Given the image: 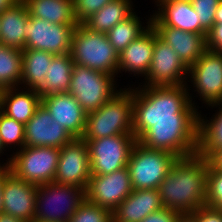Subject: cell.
<instances>
[{"mask_svg": "<svg viewBox=\"0 0 222 222\" xmlns=\"http://www.w3.org/2000/svg\"><path fill=\"white\" fill-rule=\"evenodd\" d=\"M142 87V88H139ZM134 89L133 132L137 141L153 121L199 120L188 83L179 86H142Z\"/></svg>", "mask_w": 222, "mask_h": 222, "instance_id": "cell-1", "label": "cell"}, {"mask_svg": "<svg viewBox=\"0 0 222 222\" xmlns=\"http://www.w3.org/2000/svg\"><path fill=\"white\" fill-rule=\"evenodd\" d=\"M208 167L198 154L178 158L158 188L164 208L184 214L206 205Z\"/></svg>", "mask_w": 222, "mask_h": 222, "instance_id": "cell-2", "label": "cell"}, {"mask_svg": "<svg viewBox=\"0 0 222 222\" xmlns=\"http://www.w3.org/2000/svg\"><path fill=\"white\" fill-rule=\"evenodd\" d=\"M134 89L124 88L98 110L87 113L82 139H100L115 135H134L133 132Z\"/></svg>", "mask_w": 222, "mask_h": 222, "instance_id": "cell-3", "label": "cell"}, {"mask_svg": "<svg viewBox=\"0 0 222 222\" xmlns=\"http://www.w3.org/2000/svg\"><path fill=\"white\" fill-rule=\"evenodd\" d=\"M199 120L153 121L138 140L150 149L164 150L178 158L197 154Z\"/></svg>", "mask_w": 222, "mask_h": 222, "instance_id": "cell-4", "label": "cell"}, {"mask_svg": "<svg viewBox=\"0 0 222 222\" xmlns=\"http://www.w3.org/2000/svg\"><path fill=\"white\" fill-rule=\"evenodd\" d=\"M70 55L74 64L86 66L108 75L118 74L119 53L107 34L92 31L78 23L72 35Z\"/></svg>", "mask_w": 222, "mask_h": 222, "instance_id": "cell-5", "label": "cell"}, {"mask_svg": "<svg viewBox=\"0 0 222 222\" xmlns=\"http://www.w3.org/2000/svg\"><path fill=\"white\" fill-rule=\"evenodd\" d=\"M85 200V190L55 182L37 186L34 220L39 222H68Z\"/></svg>", "mask_w": 222, "mask_h": 222, "instance_id": "cell-6", "label": "cell"}, {"mask_svg": "<svg viewBox=\"0 0 222 222\" xmlns=\"http://www.w3.org/2000/svg\"><path fill=\"white\" fill-rule=\"evenodd\" d=\"M177 159L168 151L150 149L137 141L127 164L132 189H158Z\"/></svg>", "mask_w": 222, "mask_h": 222, "instance_id": "cell-7", "label": "cell"}, {"mask_svg": "<svg viewBox=\"0 0 222 222\" xmlns=\"http://www.w3.org/2000/svg\"><path fill=\"white\" fill-rule=\"evenodd\" d=\"M115 80L114 75L74 64L68 92L89 113L98 110L119 91Z\"/></svg>", "mask_w": 222, "mask_h": 222, "instance_id": "cell-8", "label": "cell"}, {"mask_svg": "<svg viewBox=\"0 0 222 222\" xmlns=\"http://www.w3.org/2000/svg\"><path fill=\"white\" fill-rule=\"evenodd\" d=\"M59 155V148L24 146L8 158L10 171L37 186L54 182Z\"/></svg>", "mask_w": 222, "mask_h": 222, "instance_id": "cell-9", "label": "cell"}, {"mask_svg": "<svg viewBox=\"0 0 222 222\" xmlns=\"http://www.w3.org/2000/svg\"><path fill=\"white\" fill-rule=\"evenodd\" d=\"M88 144L92 175H106L127 167L134 135H115L100 139H83Z\"/></svg>", "mask_w": 222, "mask_h": 222, "instance_id": "cell-10", "label": "cell"}, {"mask_svg": "<svg viewBox=\"0 0 222 222\" xmlns=\"http://www.w3.org/2000/svg\"><path fill=\"white\" fill-rule=\"evenodd\" d=\"M77 25L52 24L30 16L25 28V48L42 50L54 55L70 53L72 35Z\"/></svg>", "mask_w": 222, "mask_h": 222, "instance_id": "cell-11", "label": "cell"}, {"mask_svg": "<svg viewBox=\"0 0 222 222\" xmlns=\"http://www.w3.org/2000/svg\"><path fill=\"white\" fill-rule=\"evenodd\" d=\"M188 76L203 103L209 106L222 102V52L206 49L189 67Z\"/></svg>", "mask_w": 222, "mask_h": 222, "instance_id": "cell-12", "label": "cell"}, {"mask_svg": "<svg viewBox=\"0 0 222 222\" xmlns=\"http://www.w3.org/2000/svg\"><path fill=\"white\" fill-rule=\"evenodd\" d=\"M128 167L106 175H92L85 189V199L113 212L132 192Z\"/></svg>", "mask_w": 222, "mask_h": 222, "instance_id": "cell-13", "label": "cell"}, {"mask_svg": "<svg viewBox=\"0 0 222 222\" xmlns=\"http://www.w3.org/2000/svg\"><path fill=\"white\" fill-rule=\"evenodd\" d=\"M188 69L174 49L157 37L144 86H179L187 84Z\"/></svg>", "mask_w": 222, "mask_h": 222, "instance_id": "cell-14", "label": "cell"}, {"mask_svg": "<svg viewBox=\"0 0 222 222\" xmlns=\"http://www.w3.org/2000/svg\"><path fill=\"white\" fill-rule=\"evenodd\" d=\"M91 176L89 149L85 140L74 138L60 148L55 183L73 185L85 190Z\"/></svg>", "mask_w": 222, "mask_h": 222, "instance_id": "cell-15", "label": "cell"}, {"mask_svg": "<svg viewBox=\"0 0 222 222\" xmlns=\"http://www.w3.org/2000/svg\"><path fill=\"white\" fill-rule=\"evenodd\" d=\"M74 138L52 118L41 103L25 124V146L62 148Z\"/></svg>", "mask_w": 222, "mask_h": 222, "instance_id": "cell-16", "label": "cell"}, {"mask_svg": "<svg viewBox=\"0 0 222 222\" xmlns=\"http://www.w3.org/2000/svg\"><path fill=\"white\" fill-rule=\"evenodd\" d=\"M37 185L10 172L2 187V213L33 222L36 212Z\"/></svg>", "mask_w": 222, "mask_h": 222, "instance_id": "cell-17", "label": "cell"}, {"mask_svg": "<svg viewBox=\"0 0 222 222\" xmlns=\"http://www.w3.org/2000/svg\"><path fill=\"white\" fill-rule=\"evenodd\" d=\"M41 103L58 125H62L73 138L83 137L87 112L74 96L69 92L52 93L41 97Z\"/></svg>", "mask_w": 222, "mask_h": 222, "instance_id": "cell-18", "label": "cell"}, {"mask_svg": "<svg viewBox=\"0 0 222 222\" xmlns=\"http://www.w3.org/2000/svg\"><path fill=\"white\" fill-rule=\"evenodd\" d=\"M158 11L151 18V24H164L186 32L207 34L198 25V16L192 7L191 1L156 0ZM161 7V8H160Z\"/></svg>", "mask_w": 222, "mask_h": 222, "instance_id": "cell-19", "label": "cell"}, {"mask_svg": "<svg viewBox=\"0 0 222 222\" xmlns=\"http://www.w3.org/2000/svg\"><path fill=\"white\" fill-rule=\"evenodd\" d=\"M158 37L170 45L179 55L181 61L189 68L206 50L207 34H196L168 27L164 24H151Z\"/></svg>", "mask_w": 222, "mask_h": 222, "instance_id": "cell-20", "label": "cell"}, {"mask_svg": "<svg viewBox=\"0 0 222 222\" xmlns=\"http://www.w3.org/2000/svg\"><path fill=\"white\" fill-rule=\"evenodd\" d=\"M158 37L156 30L150 27L137 39L132 41L121 53H119L118 73L130 72L133 76H145L149 71L155 39Z\"/></svg>", "mask_w": 222, "mask_h": 222, "instance_id": "cell-21", "label": "cell"}, {"mask_svg": "<svg viewBox=\"0 0 222 222\" xmlns=\"http://www.w3.org/2000/svg\"><path fill=\"white\" fill-rule=\"evenodd\" d=\"M158 189H133L112 212L113 222H141L148 215L163 209Z\"/></svg>", "mask_w": 222, "mask_h": 222, "instance_id": "cell-22", "label": "cell"}, {"mask_svg": "<svg viewBox=\"0 0 222 222\" xmlns=\"http://www.w3.org/2000/svg\"><path fill=\"white\" fill-rule=\"evenodd\" d=\"M30 13L24 1H17L0 13V44L10 48H25V28Z\"/></svg>", "mask_w": 222, "mask_h": 222, "instance_id": "cell-23", "label": "cell"}, {"mask_svg": "<svg viewBox=\"0 0 222 222\" xmlns=\"http://www.w3.org/2000/svg\"><path fill=\"white\" fill-rule=\"evenodd\" d=\"M19 87L0 90V110L7 116L24 125L33 117L41 104V96L36 90L18 89Z\"/></svg>", "mask_w": 222, "mask_h": 222, "instance_id": "cell-24", "label": "cell"}, {"mask_svg": "<svg viewBox=\"0 0 222 222\" xmlns=\"http://www.w3.org/2000/svg\"><path fill=\"white\" fill-rule=\"evenodd\" d=\"M30 16L52 24L78 25L73 0H23Z\"/></svg>", "mask_w": 222, "mask_h": 222, "instance_id": "cell-25", "label": "cell"}, {"mask_svg": "<svg viewBox=\"0 0 222 222\" xmlns=\"http://www.w3.org/2000/svg\"><path fill=\"white\" fill-rule=\"evenodd\" d=\"M22 55L21 85L24 84L26 87L23 89L28 88L37 91L45 82L48 68L56 55L33 49H23Z\"/></svg>", "mask_w": 222, "mask_h": 222, "instance_id": "cell-26", "label": "cell"}, {"mask_svg": "<svg viewBox=\"0 0 222 222\" xmlns=\"http://www.w3.org/2000/svg\"><path fill=\"white\" fill-rule=\"evenodd\" d=\"M132 5L131 0H112L87 18L83 24L92 31L107 34L117 23L133 13Z\"/></svg>", "mask_w": 222, "mask_h": 222, "instance_id": "cell-27", "label": "cell"}, {"mask_svg": "<svg viewBox=\"0 0 222 222\" xmlns=\"http://www.w3.org/2000/svg\"><path fill=\"white\" fill-rule=\"evenodd\" d=\"M73 65L70 53L56 55L48 68L46 80L37 93L44 97L52 93L68 92Z\"/></svg>", "mask_w": 222, "mask_h": 222, "instance_id": "cell-28", "label": "cell"}, {"mask_svg": "<svg viewBox=\"0 0 222 222\" xmlns=\"http://www.w3.org/2000/svg\"><path fill=\"white\" fill-rule=\"evenodd\" d=\"M218 107V112L210 120L199 113L197 154L208 158L215 150L222 147V102L209 105ZM221 107V108H220Z\"/></svg>", "mask_w": 222, "mask_h": 222, "instance_id": "cell-29", "label": "cell"}, {"mask_svg": "<svg viewBox=\"0 0 222 222\" xmlns=\"http://www.w3.org/2000/svg\"><path fill=\"white\" fill-rule=\"evenodd\" d=\"M141 24L140 17L133 12L129 17L117 23L107 32L110 43L118 53H121L132 41L150 27L151 18L147 20L146 26Z\"/></svg>", "mask_w": 222, "mask_h": 222, "instance_id": "cell-30", "label": "cell"}, {"mask_svg": "<svg viewBox=\"0 0 222 222\" xmlns=\"http://www.w3.org/2000/svg\"><path fill=\"white\" fill-rule=\"evenodd\" d=\"M22 64L21 50L0 44V90L20 87Z\"/></svg>", "mask_w": 222, "mask_h": 222, "instance_id": "cell-31", "label": "cell"}, {"mask_svg": "<svg viewBox=\"0 0 222 222\" xmlns=\"http://www.w3.org/2000/svg\"><path fill=\"white\" fill-rule=\"evenodd\" d=\"M0 142L3 148L18 146L17 150L25 146V125L7 116L0 110ZM9 145V146H8Z\"/></svg>", "mask_w": 222, "mask_h": 222, "instance_id": "cell-32", "label": "cell"}, {"mask_svg": "<svg viewBox=\"0 0 222 222\" xmlns=\"http://www.w3.org/2000/svg\"><path fill=\"white\" fill-rule=\"evenodd\" d=\"M68 222H113L112 212L84 200Z\"/></svg>", "mask_w": 222, "mask_h": 222, "instance_id": "cell-33", "label": "cell"}, {"mask_svg": "<svg viewBox=\"0 0 222 222\" xmlns=\"http://www.w3.org/2000/svg\"><path fill=\"white\" fill-rule=\"evenodd\" d=\"M206 205L222 209V170L210 163L207 172Z\"/></svg>", "mask_w": 222, "mask_h": 222, "instance_id": "cell-34", "label": "cell"}, {"mask_svg": "<svg viewBox=\"0 0 222 222\" xmlns=\"http://www.w3.org/2000/svg\"><path fill=\"white\" fill-rule=\"evenodd\" d=\"M221 0H191L193 9L198 16V25L208 33L215 24L217 6Z\"/></svg>", "mask_w": 222, "mask_h": 222, "instance_id": "cell-35", "label": "cell"}, {"mask_svg": "<svg viewBox=\"0 0 222 222\" xmlns=\"http://www.w3.org/2000/svg\"><path fill=\"white\" fill-rule=\"evenodd\" d=\"M112 0H73L74 15L78 23H83L92 14L102 9Z\"/></svg>", "mask_w": 222, "mask_h": 222, "instance_id": "cell-36", "label": "cell"}, {"mask_svg": "<svg viewBox=\"0 0 222 222\" xmlns=\"http://www.w3.org/2000/svg\"><path fill=\"white\" fill-rule=\"evenodd\" d=\"M196 222H222V209L204 205L193 213Z\"/></svg>", "mask_w": 222, "mask_h": 222, "instance_id": "cell-37", "label": "cell"}, {"mask_svg": "<svg viewBox=\"0 0 222 222\" xmlns=\"http://www.w3.org/2000/svg\"><path fill=\"white\" fill-rule=\"evenodd\" d=\"M206 49L222 52V23H215L206 36Z\"/></svg>", "mask_w": 222, "mask_h": 222, "instance_id": "cell-38", "label": "cell"}, {"mask_svg": "<svg viewBox=\"0 0 222 222\" xmlns=\"http://www.w3.org/2000/svg\"><path fill=\"white\" fill-rule=\"evenodd\" d=\"M178 215L175 210L163 208L151 213L141 222H175Z\"/></svg>", "mask_w": 222, "mask_h": 222, "instance_id": "cell-39", "label": "cell"}, {"mask_svg": "<svg viewBox=\"0 0 222 222\" xmlns=\"http://www.w3.org/2000/svg\"><path fill=\"white\" fill-rule=\"evenodd\" d=\"M207 159L214 168L222 170V147L215 150Z\"/></svg>", "mask_w": 222, "mask_h": 222, "instance_id": "cell-40", "label": "cell"}, {"mask_svg": "<svg viewBox=\"0 0 222 222\" xmlns=\"http://www.w3.org/2000/svg\"><path fill=\"white\" fill-rule=\"evenodd\" d=\"M9 166L0 167V213H2V187L4 184L5 177L10 173Z\"/></svg>", "mask_w": 222, "mask_h": 222, "instance_id": "cell-41", "label": "cell"}, {"mask_svg": "<svg viewBox=\"0 0 222 222\" xmlns=\"http://www.w3.org/2000/svg\"><path fill=\"white\" fill-rule=\"evenodd\" d=\"M175 222H196V218L191 213L179 214Z\"/></svg>", "mask_w": 222, "mask_h": 222, "instance_id": "cell-42", "label": "cell"}, {"mask_svg": "<svg viewBox=\"0 0 222 222\" xmlns=\"http://www.w3.org/2000/svg\"><path fill=\"white\" fill-rule=\"evenodd\" d=\"M0 222H26L20 218L8 215L5 213H0Z\"/></svg>", "mask_w": 222, "mask_h": 222, "instance_id": "cell-43", "label": "cell"}, {"mask_svg": "<svg viewBox=\"0 0 222 222\" xmlns=\"http://www.w3.org/2000/svg\"><path fill=\"white\" fill-rule=\"evenodd\" d=\"M17 0H0V13L11 7Z\"/></svg>", "mask_w": 222, "mask_h": 222, "instance_id": "cell-44", "label": "cell"}, {"mask_svg": "<svg viewBox=\"0 0 222 222\" xmlns=\"http://www.w3.org/2000/svg\"><path fill=\"white\" fill-rule=\"evenodd\" d=\"M215 23H222V0L217 6V10L215 14Z\"/></svg>", "mask_w": 222, "mask_h": 222, "instance_id": "cell-45", "label": "cell"}, {"mask_svg": "<svg viewBox=\"0 0 222 222\" xmlns=\"http://www.w3.org/2000/svg\"><path fill=\"white\" fill-rule=\"evenodd\" d=\"M3 151H6L4 148H3V146H2V144H1V142H0V154L3 152ZM7 162L6 163H4V164H0V167H3V166H9V164H10V160L8 161V160H6Z\"/></svg>", "mask_w": 222, "mask_h": 222, "instance_id": "cell-46", "label": "cell"}]
</instances>
